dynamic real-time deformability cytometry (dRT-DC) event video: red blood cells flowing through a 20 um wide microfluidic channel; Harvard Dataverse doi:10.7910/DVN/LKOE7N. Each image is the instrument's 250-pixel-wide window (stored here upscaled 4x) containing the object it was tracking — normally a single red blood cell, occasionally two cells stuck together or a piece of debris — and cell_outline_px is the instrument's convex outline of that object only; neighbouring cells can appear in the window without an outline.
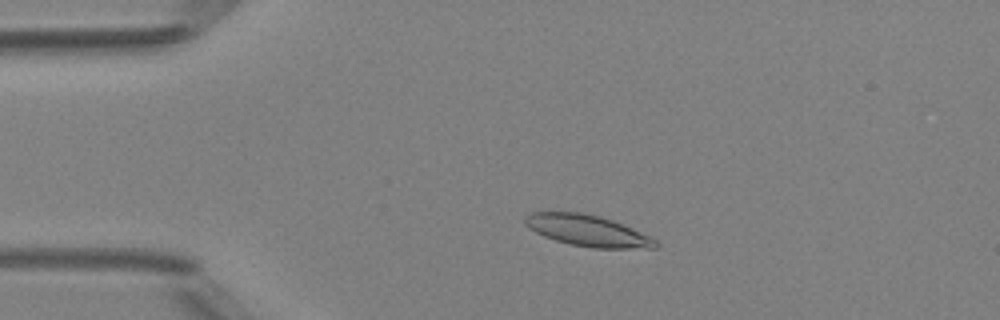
{"species": "Egyptian fruit bat (a non-hibernating species)", "species_latin": "Rousettus aegyptiacus", "temperature_condition": "room temperature", "stored_images_in_passage": 44, "camera_frame_rate_fps": 3000, "um_per_image_px": 0.085, "animal": {"sex": "female"}, "frame": {"image": 1, "passage_image": 8, "time_ms": 2.333, "image_size_px": [1000, 320], "cell_outline_px": [[660, 244], [656, 248], [592, 248], [572, 244], [556, 240], [544, 236], [536, 232], [524, 224], [524, 216], [528, 212], [584, 212], [600, 216], [612, 220], [632, 228], [656, 240]], "centroid_in_image_um": [49.92, 19.59], "position_along_channel_um": 35.1, "area_um2": 23.7}}
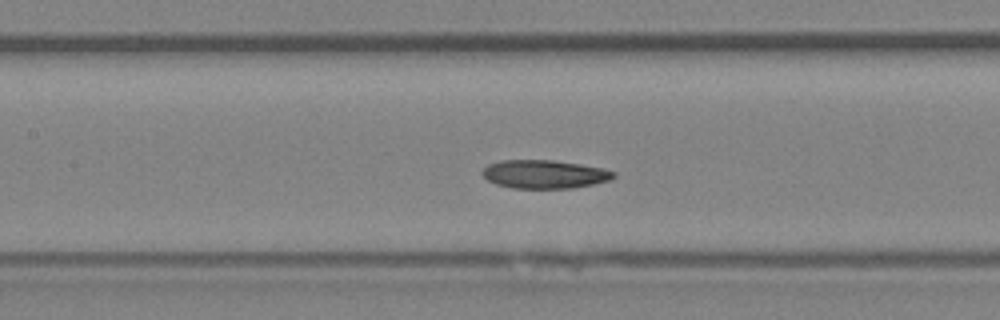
{"frame": {"image": 2, "passage_image": 20, "time_ms": 6.333, "image_size_px": [1000, 320], "cell_outline_px": [[616, 176], [612, 180], [572, 188], [512, 188], [496, 184], [488, 180], [480, 172], [488, 164], [500, 160], [552, 160], [580, 164], [604, 168], [616, 172]], "centroid_in_image_um": [46.29, 14.8], "position_along_channel_um": 161.1, "area_um2": 21.85}}
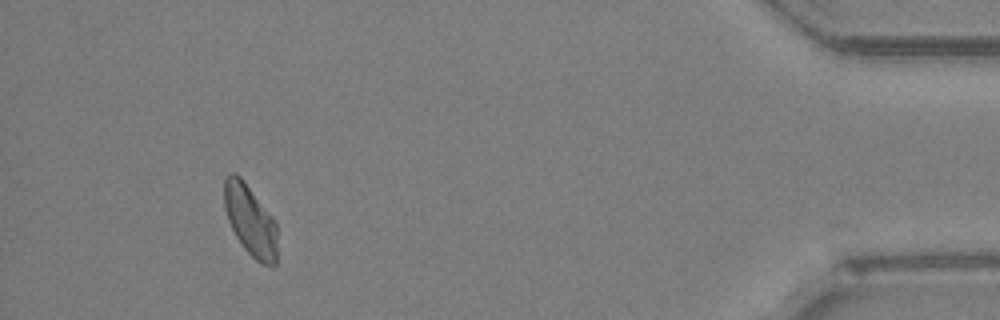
{"frame": {"image": 3, "passage_image": 43, "time_ms": 14.0, "image_size_px": [1000, 320], "cell_outline_px": [[276, 264], [272, 268], [260, 264], [244, 248], [236, 236], [228, 220], [224, 208], [224, 180], [228, 172], [236, 172], [240, 176], [276, 220]], "centroid_in_image_um": [21.27, 18.73], "position_along_channel_um": 413.9, "area_um2": 22.14}, "authors_computed_cell_mechanics": {"area_um2": 22.2819, "velocity_mm_per_s": 4.1627, "shape_relaxation_time_tau1_ms": 8.4028, "shape_relaxation_time_tau2_ms": null, "deformation_change_tau1": 0.1484, "deformation_change_tau2": null}}